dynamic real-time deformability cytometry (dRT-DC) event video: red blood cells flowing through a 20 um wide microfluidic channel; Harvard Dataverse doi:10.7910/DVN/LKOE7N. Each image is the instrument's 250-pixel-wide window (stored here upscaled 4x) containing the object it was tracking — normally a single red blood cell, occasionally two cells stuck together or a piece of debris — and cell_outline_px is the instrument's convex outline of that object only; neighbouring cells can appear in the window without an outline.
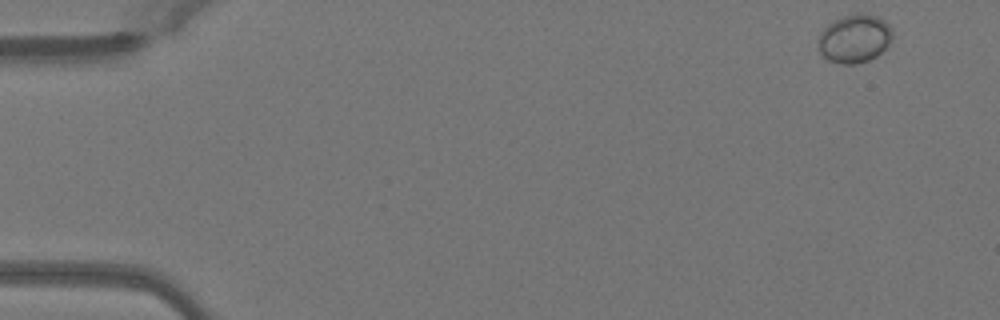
{"species": "Egyptian fruit bat (a non-hibernating species)", "species_latin": "Rousettus aegyptiacus", "temperature_condition": "warm", "stored_images_in_passage": 14, "camera_frame_rate_fps": 3000, "um_per_image_px": 0.085, "animal": {"sex": "female"}, "frame": {"image": 1, "passage_image": 1, "time_ms": 0.0, "image_size_px": [1000, 320], "cell_outline_px": [[892, 36], [888, 48], [876, 56], [868, 60], [856, 64], [844, 64], [828, 60], [820, 52], [816, 44], [816, 40], [820, 32], [828, 24], [844, 16], [876, 16], [884, 20], [892, 28]], "centroid_in_image_um": [72.62, 3.33], "position_along_channel_um": 12.4, "area_um2": 20.69}}
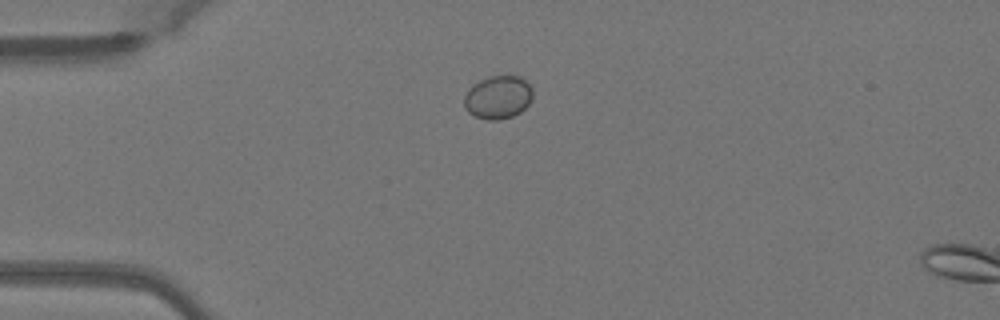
{"frame": {"image": 2, "passage_image": 11, "time_ms": 3.333, "image_size_px": [1000, 320], "cell_outline_px": [[532, 96], [528, 104], [520, 112], [512, 116], [500, 120], [488, 120], [476, 116], [468, 112], [464, 108], [464, 96], [468, 88], [472, 84], [488, 76], [520, 76], [532, 88]], "centroid_in_image_um": [42.3, 8.26], "position_along_channel_um": 42.7, "area_um2": 17.28}}